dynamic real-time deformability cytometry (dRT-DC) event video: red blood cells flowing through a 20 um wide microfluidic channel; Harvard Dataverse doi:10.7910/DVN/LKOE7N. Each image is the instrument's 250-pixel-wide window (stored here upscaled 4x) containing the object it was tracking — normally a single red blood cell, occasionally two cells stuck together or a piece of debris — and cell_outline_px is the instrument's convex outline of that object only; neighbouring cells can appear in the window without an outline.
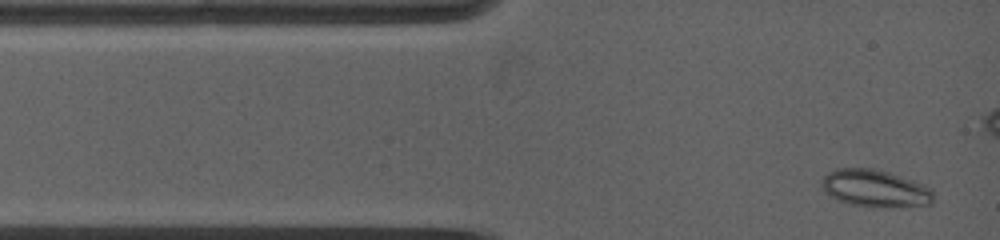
{"species": "common noctule bat (a hibernating species)", "species_latin": "Nyctalus noctula", "temperature_condition": "warm", "stored_images_in_passage": 4, "camera_frame_rate_fps": 5000, "um_per_image_px": 0.085, "animal": {"sex": "female", "body_mass_g": 19.0, "forearm_length_mm": 53.3}, "frame": {"image": 1, "passage_image": 1, "time_ms": 0.0, "image_size_px": [1000, 240], "cell_outline_px": [[932, 204], [848, 204], [836, 200], [828, 196], [824, 192], [820, 184], [820, 180], [828, 172], [836, 168], [872, 168], [888, 172], [924, 184], [932, 188]], "centroid_in_image_um": [74.27, 15.95], "position_along_channel_um": 10.7, "area_um2": 23.41}}